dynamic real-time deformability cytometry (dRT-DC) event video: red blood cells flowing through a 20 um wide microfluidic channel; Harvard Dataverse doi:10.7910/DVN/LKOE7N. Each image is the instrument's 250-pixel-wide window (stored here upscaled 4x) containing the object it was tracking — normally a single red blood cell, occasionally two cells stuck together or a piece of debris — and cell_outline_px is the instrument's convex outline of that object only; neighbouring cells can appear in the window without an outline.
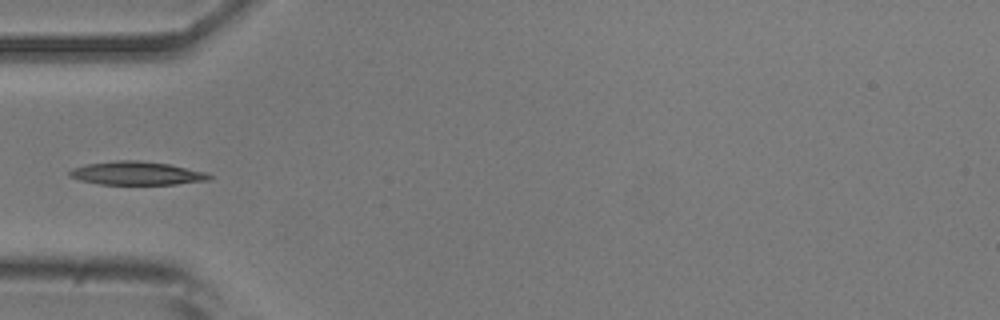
{"species": "common noctule bat (a hibernating species)", "species_latin": "Nyctalus noctula", "temperature_condition": "room temperature", "stored_images_in_passage": 37, "camera_frame_rate_fps": 3000, "um_per_image_px": 0.085, "animal": {"sex": "male", "body_mass_g": 20.5, "forearm_length_mm": 52.5}, "frame": {"image": 1, "passage_image": 1, "time_ms": 0.0, "image_size_px": [1000, 320], "cell_outline_px": [[212, 180], [176, 184], [100, 184], [80, 180], [68, 176], [68, 172], [72, 168], [88, 164], [116, 160], [136, 160], [168, 164], [208, 172], [212, 176]], "centroid_in_image_um": [11.65, 14.73], "position_along_channel_um": 73.4, "area_um2": 19.07}}
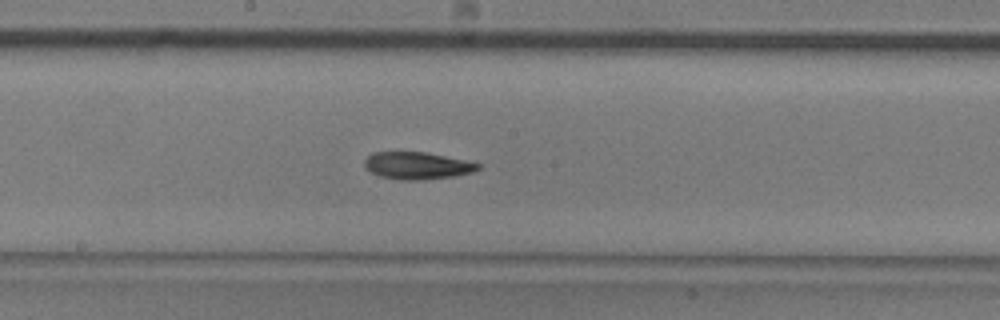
{"frame": {"image": 2, "passage_image": 12, "time_ms": 3.667, "image_size_px": [1000, 320], "cell_outline_px": [[484, 164], [480, 168], [472, 172], [456, 176], [424, 180], [400, 180], [380, 176], [364, 168], [364, 160], [372, 152], [424, 152]], "centroid_in_image_um": [35.46, 14.08], "position_along_channel_um": 212.7, "area_um2": 18.09}}
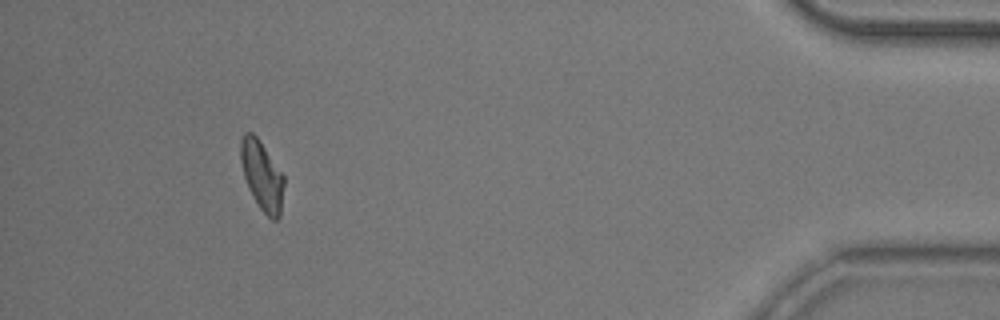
{"frame": {"image": 3, "passage_image": 33, "time_ms": 10.667, "image_size_px": [1000, 320], "cell_outline_px": [[284, 184], [280, 216], [276, 220], [272, 220], [260, 208], [244, 176], [240, 160], [240, 140], [244, 132], [252, 132], [256, 136], [284, 176]], "centroid_in_image_um": [22.26, 14.9], "position_along_channel_um": 412.9, "area_um2": 17.05}}